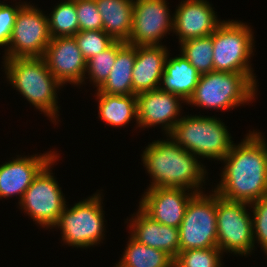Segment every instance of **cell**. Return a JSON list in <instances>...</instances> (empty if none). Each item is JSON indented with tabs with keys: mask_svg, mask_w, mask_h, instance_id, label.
<instances>
[{
	"mask_svg": "<svg viewBox=\"0 0 267 267\" xmlns=\"http://www.w3.org/2000/svg\"><path fill=\"white\" fill-rule=\"evenodd\" d=\"M260 132H249L221 160V181L214 191L224 199L251 204L267 196V143Z\"/></svg>",
	"mask_w": 267,
	"mask_h": 267,
	"instance_id": "1",
	"label": "cell"
},
{
	"mask_svg": "<svg viewBox=\"0 0 267 267\" xmlns=\"http://www.w3.org/2000/svg\"><path fill=\"white\" fill-rule=\"evenodd\" d=\"M142 161L152 178L148 188L171 187L203 192L200 189L206 180L205 166L170 137L150 143L143 151Z\"/></svg>",
	"mask_w": 267,
	"mask_h": 267,
	"instance_id": "2",
	"label": "cell"
},
{
	"mask_svg": "<svg viewBox=\"0 0 267 267\" xmlns=\"http://www.w3.org/2000/svg\"><path fill=\"white\" fill-rule=\"evenodd\" d=\"M11 85L36 109L56 122L59 112L57 89L63 85L53 76L43 57L4 59Z\"/></svg>",
	"mask_w": 267,
	"mask_h": 267,
	"instance_id": "3",
	"label": "cell"
},
{
	"mask_svg": "<svg viewBox=\"0 0 267 267\" xmlns=\"http://www.w3.org/2000/svg\"><path fill=\"white\" fill-rule=\"evenodd\" d=\"M254 74L212 71L201 74L188 104L205 109L229 110L255 100Z\"/></svg>",
	"mask_w": 267,
	"mask_h": 267,
	"instance_id": "4",
	"label": "cell"
},
{
	"mask_svg": "<svg viewBox=\"0 0 267 267\" xmlns=\"http://www.w3.org/2000/svg\"><path fill=\"white\" fill-rule=\"evenodd\" d=\"M168 136L196 157L217 161H221L234 144L227 126L213 116H183Z\"/></svg>",
	"mask_w": 267,
	"mask_h": 267,
	"instance_id": "5",
	"label": "cell"
},
{
	"mask_svg": "<svg viewBox=\"0 0 267 267\" xmlns=\"http://www.w3.org/2000/svg\"><path fill=\"white\" fill-rule=\"evenodd\" d=\"M252 29L241 21H222L212 34L214 71L254 74Z\"/></svg>",
	"mask_w": 267,
	"mask_h": 267,
	"instance_id": "6",
	"label": "cell"
},
{
	"mask_svg": "<svg viewBox=\"0 0 267 267\" xmlns=\"http://www.w3.org/2000/svg\"><path fill=\"white\" fill-rule=\"evenodd\" d=\"M101 194L64 208L54 227L60 228L62 240L73 247L88 248L100 244L104 234V211Z\"/></svg>",
	"mask_w": 267,
	"mask_h": 267,
	"instance_id": "7",
	"label": "cell"
},
{
	"mask_svg": "<svg viewBox=\"0 0 267 267\" xmlns=\"http://www.w3.org/2000/svg\"><path fill=\"white\" fill-rule=\"evenodd\" d=\"M196 193L189 201L178 228L180 251L218 248L216 192Z\"/></svg>",
	"mask_w": 267,
	"mask_h": 267,
	"instance_id": "8",
	"label": "cell"
},
{
	"mask_svg": "<svg viewBox=\"0 0 267 267\" xmlns=\"http://www.w3.org/2000/svg\"><path fill=\"white\" fill-rule=\"evenodd\" d=\"M250 204L231 201L216 193L217 245L221 252L248 255L254 250Z\"/></svg>",
	"mask_w": 267,
	"mask_h": 267,
	"instance_id": "9",
	"label": "cell"
},
{
	"mask_svg": "<svg viewBox=\"0 0 267 267\" xmlns=\"http://www.w3.org/2000/svg\"><path fill=\"white\" fill-rule=\"evenodd\" d=\"M56 156L36 176L19 202L20 209L43 228H53L66 207L65 197L50 170Z\"/></svg>",
	"mask_w": 267,
	"mask_h": 267,
	"instance_id": "10",
	"label": "cell"
},
{
	"mask_svg": "<svg viewBox=\"0 0 267 267\" xmlns=\"http://www.w3.org/2000/svg\"><path fill=\"white\" fill-rule=\"evenodd\" d=\"M40 10L30 2L19 9L4 59L44 56L51 36L48 17Z\"/></svg>",
	"mask_w": 267,
	"mask_h": 267,
	"instance_id": "11",
	"label": "cell"
},
{
	"mask_svg": "<svg viewBox=\"0 0 267 267\" xmlns=\"http://www.w3.org/2000/svg\"><path fill=\"white\" fill-rule=\"evenodd\" d=\"M166 0H134L132 31L127 44L161 45V39L173 30L174 17ZM161 42V43H159Z\"/></svg>",
	"mask_w": 267,
	"mask_h": 267,
	"instance_id": "12",
	"label": "cell"
},
{
	"mask_svg": "<svg viewBox=\"0 0 267 267\" xmlns=\"http://www.w3.org/2000/svg\"><path fill=\"white\" fill-rule=\"evenodd\" d=\"M48 69L61 83L82 84L86 78V59L74 36L51 38L43 56Z\"/></svg>",
	"mask_w": 267,
	"mask_h": 267,
	"instance_id": "13",
	"label": "cell"
},
{
	"mask_svg": "<svg viewBox=\"0 0 267 267\" xmlns=\"http://www.w3.org/2000/svg\"><path fill=\"white\" fill-rule=\"evenodd\" d=\"M187 189L171 187L148 188L139 208L154 221L179 228L190 199L196 194Z\"/></svg>",
	"mask_w": 267,
	"mask_h": 267,
	"instance_id": "14",
	"label": "cell"
},
{
	"mask_svg": "<svg viewBox=\"0 0 267 267\" xmlns=\"http://www.w3.org/2000/svg\"><path fill=\"white\" fill-rule=\"evenodd\" d=\"M136 97L138 127L150 128L161 124L167 136L180 120L179 115L182 110L180 101L184 100L160 88L139 93Z\"/></svg>",
	"mask_w": 267,
	"mask_h": 267,
	"instance_id": "15",
	"label": "cell"
},
{
	"mask_svg": "<svg viewBox=\"0 0 267 267\" xmlns=\"http://www.w3.org/2000/svg\"><path fill=\"white\" fill-rule=\"evenodd\" d=\"M173 17V32L179 36V43L209 36L222 23L206 0L181 1Z\"/></svg>",
	"mask_w": 267,
	"mask_h": 267,
	"instance_id": "16",
	"label": "cell"
},
{
	"mask_svg": "<svg viewBox=\"0 0 267 267\" xmlns=\"http://www.w3.org/2000/svg\"><path fill=\"white\" fill-rule=\"evenodd\" d=\"M55 153L50 150L39 156L36 154L30 157L17 156L13 161L0 165V198L18 195L20 202L40 171L58 155Z\"/></svg>",
	"mask_w": 267,
	"mask_h": 267,
	"instance_id": "17",
	"label": "cell"
},
{
	"mask_svg": "<svg viewBox=\"0 0 267 267\" xmlns=\"http://www.w3.org/2000/svg\"><path fill=\"white\" fill-rule=\"evenodd\" d=\"M167 55L170 54L164 45L136 46V60L132 70L134 95L160 87Z\"/></svg>",
	"mask_w": 267,
	"mask_h": 267,
	"instance_id": "18",
	"label": "cell"
},
{
	"mask_svg": "<svg viewBox=\"0 0 267 267\" xmlns=\"http://www.w3.org/2000/svg\"><path fill=\"white\" fill-rule=\"evenodd\" d=\"M136 214L129 220L131 236L140 243L162 250L175 259L180 252L178 228L154 221L140 208Z\"/></svg>",
	"mask_w": 267,
	"mask_h": 267,
	"instance_id": "19",
	"label": "cell"
},
{
	"mask_svg": "<svg viewBox=\"0 0 267 267\" xmlns=\"http://www.w3.org/2000/svg\"><path fill=\"white\" fill-rule=\"evenodd\" d=\"M168 58L167 55L161 79L163 84L159 88L180 96L185 103L192 96L201 74L182 55Z\"/></svg>",
	"mask_w": 267,
	"mask_h": 267,
	"instance_id": "20",
	"label": "cell"
},
{
	"mask_svg": "<svg viewBox=\"0 0 267 267\" xmlns=\"http://www.w3.org/2000/svg\"><path fill=\"white\" fill-rule=\"evenodd\" d=\"M103 31L114 41L127 43L132 31L134 0H95Z\"/></svg>",
	"mask_w": 267,
	"mask_h": 267,
	"instance_id": "21",
	"label": "cell"
},
{
	"mask_svg": "<svg viewBox=\"0 0 267 267\" xmlns=\"http://www.w3.org/2000/svg\"><path fill=\"white\" fill-rule=\"evenodd\" d=\"M136 60V46L117 41V57L107 80L97 93L116 95L134 94L132 88V70Z\"/></svg>",
	"mask_w": 267,
	"mask_h": 267,
	"instance_id": "22",
	"label": "cell"
},
{
	"mask_svg": "<svg viewBox=\"0 0 267 267\" xmlns=\"http://www.w3.org/2000/svg\"><path fill=\"white\" fill-rule=\"evenodd\" d=\"M99 118L113 127H122L136 119L138 125L137 97L131 95H116L96 93Z\"/></svg>",
	"mask_w": 267,
	"mask_h": 267,
	"instance_id": "23",
	"label": "cell"
},
{
	"mask_svg": "<svg viewBox=\"0 0 267 267\" xmlns=\"http://www.w3.org/2000/svg\"><path fill=\"white\" fill-rule=\"evenodd\" d=\"M116 267H174V259L166 252L149 247L131 235Z\"/></svg>",
	"mask_w": 267,
	"mask_h": 267,
	"instance_id": "24",
	"label": "cell"
},
{
	"mask_svg": "<svg viewBox=\"0 0 267 267\" xmlns=\"http://www.w3.org/2000/svg\"><path fill=\"white\" fill-rule=\"evenodd\" d=\"M47 17L51 38L74 36L79 32L75 0L60 2Z\"/></svg>",
	"mask_w": 267,
	"mask_h": 267,
	"instance_id": "25",
	"label": "cell"
},
{
	"mask_svg": "<svg viewBox=\"0 0 267 267\" xmlns=\"http://www.w3.org/2000/svg\"><path fill=\"white\" fill-rule=\"evenodd\" d=\"M181 55L193 65L200 74L214 70L212 34L179 43Z\"/></svg>",
	"mask_w": 267,
	"mask_h": 267,
	"instance_id": "26",
	"label": "cell"
},
{
	"mask_svg": "<svg viewBox=\"0 0 267 267\" xmlns=\"http://www.w3.org/2000/svg\"><path fill=\"white\" fill-rule=\"evenodd\" d=\"M117 57V41H114L107 49L89 59L86 63V71L97 90L107 80L109 73Z\"/></svg>",
	"mask_w": 267,
	"mask_h": 267,
	"instance_id": "27",
	"label": "cell"
},
{
	"mask_svg": "<svg viewBox=\"0 0 267 267\" xmlns=\"http://www.w3.org/2000/svg\"><path fill=\"white\" fill-rule=\"evenodd\" d=\"M221 255L219 248L180 251L174 259V267H221Z\"/></svg>",
	"mask_w": 267,
	"mask_h": 267,
	"instance_id": "28",
	"label": "cell"
},
{
	"mask_svg": "<svg viewBox=\"0 0 267 267\" xmlns=\"http://www.w3.org/2000/svg\"><path fill=\"white\" fill-rule=\"evenodd\" d=\"M74 38L86 61L107 49L114 42L103 30L79 31Z\"/></svg>",
	"mask_w": 267,
	"mask_h": 267,
	"instance_id": "29",
	"label": "cell"
},
{
	"mask_svg": "<svg viewBox=\"0 0 267 267\" xmlns=\"http://www.w3.org/2000/svg\"><path fill=\"white\" fill-rule=\"evenodd\" d=\"M79 31L103 30V20L95 0H75Z\"/></svg>",
	"mask_w": 267,
	"mask_h": 267,
	"instance_id": "30",
	"label": "cell"
},
{
	"mask_svg": "<svg viewBox=\"0 0 267 267\" xmlns=\"http://www.w3.org/2000/svg\"><path fill=\"white\" fill-rule=\"evenodd\" d=\"M249 207L253 208L252 227L254 243L255 241L258 244L260 243L261 249L263 248L262 250L267 255V196L254 201Z\"/></svg>",
	"mask_w": 267,
	"mask_h": 267,
	"instance_id": "31",
	"label": "cell"
},
{
	"mask_svg": "<svg viewBox=\"0 0 267 267\" xmlns=\"http://www.w3.org/2000/svg\"><path fill=\"white\" fill-rule=\"evenodd\" d=\"M25 3L13 7L0 1V46H8L16 16Z\"/></svg>",
	"mask_w": 267,
	"mask_h": 267,
	"instance_id": "32",
	"label": "cell"
}]
</instances>
